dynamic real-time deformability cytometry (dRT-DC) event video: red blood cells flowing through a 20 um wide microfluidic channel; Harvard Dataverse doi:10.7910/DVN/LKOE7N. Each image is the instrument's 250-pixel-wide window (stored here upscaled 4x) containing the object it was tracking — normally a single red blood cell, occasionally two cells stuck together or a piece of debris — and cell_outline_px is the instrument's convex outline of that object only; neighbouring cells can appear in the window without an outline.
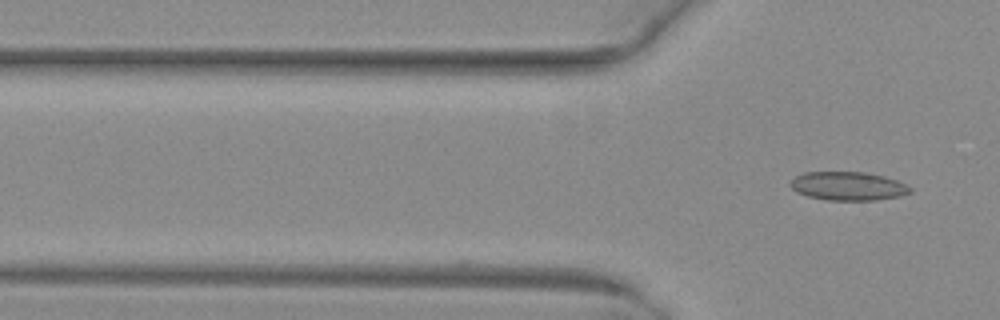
{"species": "common noctule bat (a hibernating species)", "species_latin": "Nyctalus noctula", "temperature_condition": "warm", "stored_images_in_passage": 8, "camera_frame_rate_fps": 3000, "um_per_image_px": 0.085, "animal": {"sex": "female", "body_mass_g": 29.2, "forearm_length_mm": 56.3}, "frame": {"image": 1, "passage_image": 8, "time_ms": 2.333, "image_size_px": [1000, 320], "cell_outline_px": [[912, 192], [900, 196], [876, 200], [828, 200], [808, 196], [796, 192], [788, 184], [796, 176], [804, 172], [864, 172], [884, 176], [896, 180], [912, 188]], "centroid_in_image_um": [72.08, 15.82], "position_along_channel_um": 53.7, "area_um2": 19.94}}